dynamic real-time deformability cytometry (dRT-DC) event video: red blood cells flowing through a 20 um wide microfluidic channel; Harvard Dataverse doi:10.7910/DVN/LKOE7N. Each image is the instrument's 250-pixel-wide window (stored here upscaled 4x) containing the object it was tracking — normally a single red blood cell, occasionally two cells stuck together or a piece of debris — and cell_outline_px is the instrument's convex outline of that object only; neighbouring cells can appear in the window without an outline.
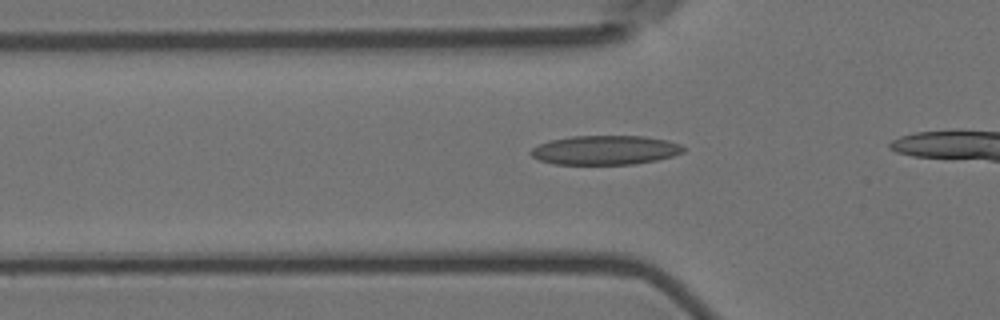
{"species": "Egyptian fruit bat (a non-hibernating species)", "species_latin": "Rousettus aegyptiacus", "temperature_condition": "room temperature", "stored_images_in_passage": 11, "camera_frame_rate_fps": 3000, "um_per_image_px": 0.085, "animal": {"sex": "female"}, "frame": {"image": 1, "passage_image": 5, "time_ms": 1.333, "image_size_px": [1000, 320], "cell_outline_px": [[684, 152], [672, 156], [656, 160], [636, 164], [552, 164], [540, 160], [532, 156], [528, 152], [532, 148], [540, 144], [552, 140], [572, 136], [644, 136], [668, 140], [680, 144], [684, 148]], "centroid_in_image_um": [51.45, 12.76], "position_along_channel_um": 74.4, "area_um2": 25.95}}
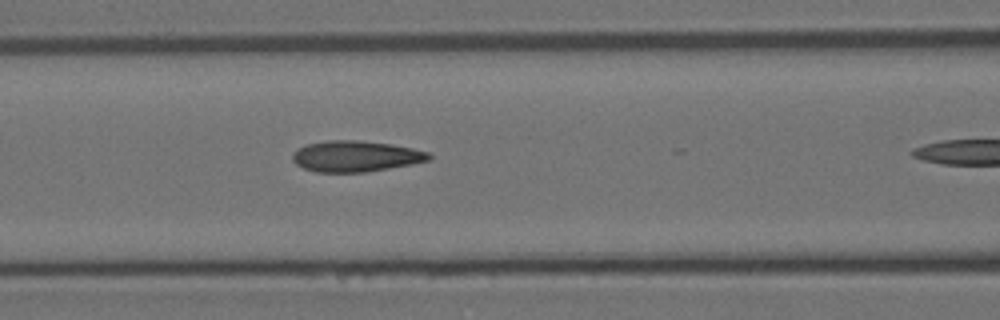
{"frame": {"image": 2, "passage_image": 10, "time_ms": 3.0, "image_size_px": [1000, 320], "cell_outline_px": [[432, 156], [428, 160], [412, 164], [368, 172], [316, 172], [304, 168], [296, 164], [292, 160], [292, 152], [308, 144], [328, 140], [356, 140], [392, 144], [412, 148], [428, 152]], "centroid_in_image_um": [30.23, 13.28], "position_along_channel_um": 136.4, "area_um2": 24.57}}